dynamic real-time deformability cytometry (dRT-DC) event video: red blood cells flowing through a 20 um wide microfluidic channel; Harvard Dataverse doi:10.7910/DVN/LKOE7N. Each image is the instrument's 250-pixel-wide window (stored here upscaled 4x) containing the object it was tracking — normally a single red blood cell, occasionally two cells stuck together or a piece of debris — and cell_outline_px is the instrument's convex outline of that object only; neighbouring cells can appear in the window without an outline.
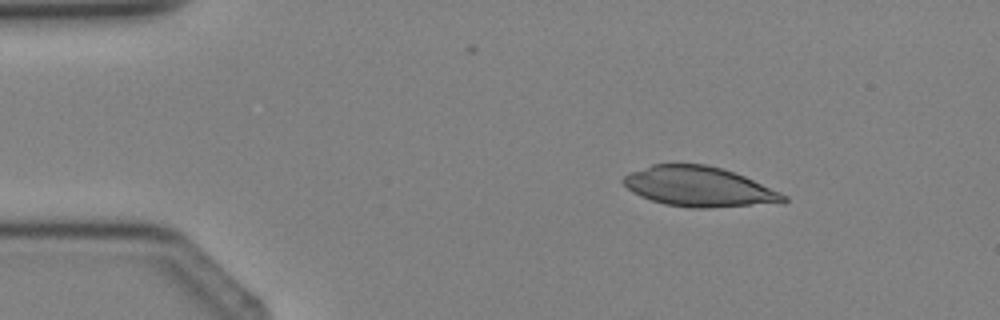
{"species": "Egyptian fruit bat (a non-hibernating species)", "species_latin": "Rousettus aegyptiacus", "temperature_condition": "cold", "stored_images_in_passage": 3, "camera_frame_rate_fps": 3000, "um_per_image_px": 0.085, "animal": {"sex": "female"}, "frame": {"image": 1, "passage_image": 2, "time_ms": 1.333, "image_size_px": [1000, 320], "cell_outline_px": [[788, 200], [784, 204], [708, 208], [688, 208], [664, 204], [640, 196], [632, 192], [624, 184], [624, 176], [632, 172], [652, 164], [708, 164], [744, 176], [780, 192], [788, 196]], "centroid_in_image_um": [59.49, 15.89], "position_along_channel_um": 25.5, "area_um2": 37.51}}